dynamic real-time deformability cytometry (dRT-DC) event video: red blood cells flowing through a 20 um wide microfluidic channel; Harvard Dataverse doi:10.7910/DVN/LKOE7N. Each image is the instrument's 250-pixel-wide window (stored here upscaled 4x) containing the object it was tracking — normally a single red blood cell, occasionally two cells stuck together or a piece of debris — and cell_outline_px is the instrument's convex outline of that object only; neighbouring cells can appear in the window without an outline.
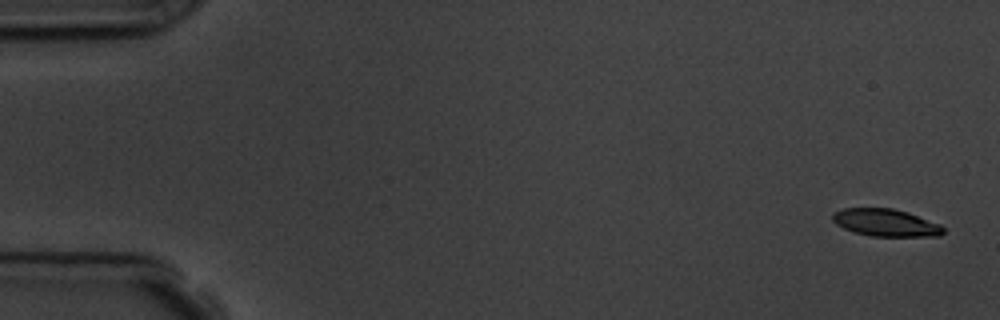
{"species": "common noctule bat (a hibernating species)", "species_latin": "Nyctalus noctula", "temperature_condition": "room temperature", "stored_images_in_passage": 15, "camera_frame_rate_fps": 3000, "um_per_image_px": 0.085, "animal": {"sex": "male", "body_mass_g": 19.5, "forearm_length_mm": 54.6}, "frame": {"image": 1, "passage_image": 1, "time_ms": 0.0, "image_size_px": [1000, 320], "cell_outline_px": [[944, 232], [940, 236], [872, 236], [852, 232], [836, 224], [832, 220], [832, 212], [844, 208], [892, 208], [908, 212], [940, 224], [944, 228]], "centroid_in_image_um": [75.27, 18.92], "position_along_channel_um": 9.7, "area_um2": 17.74}}
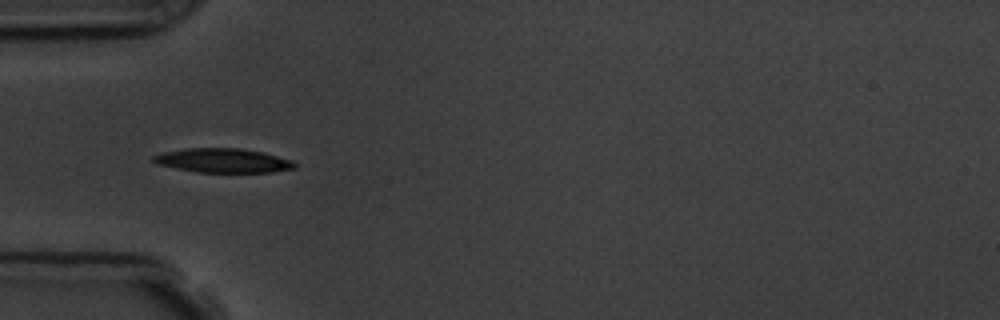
{"frame": {"image": 2, "passage_image": 5, "time_ms": 5.333, "image_size_px": [1000, 320], "cell_outline_px": [[296, 168], [272, 172], [196, 172], [156, 164], [152, 160], [152, 156], [164, 152], [184, 148], [240, 148], [264, 152], [292, 160], [296, 164]], "centroid_in_image_um": [18.96, 13.64], "position_along_channel_um": 66.0, "area_um2": 20.0}}
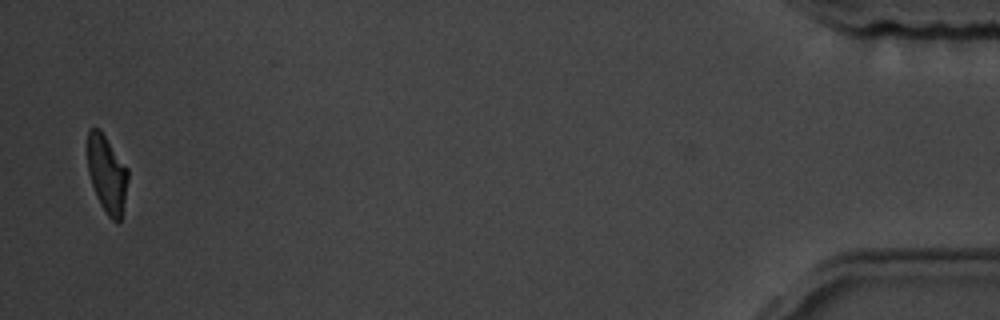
{"frame": {"image": 3, "passage_image": 15, "time_ms": 17.667, "image_size_px": [1000, 320], "cell_outline_px": [[128, 180], [120, 220], [116, 224], [108, 216], [100, 204], [96, 196], [88, 172], [88, 128], [100, 128], [128, 168]], "centroid_in_image_um": [9.09, 14.77], "position_along_channel_um": 426.1, "area_um2": 18.21}, "authors_computed_cell_mechanics": {"area_um2": 19.7098, "velocity_mm_per_s": 3.6477, "shape_relaxation_time_tau1_ms": 3.203, "shape_relaxation_time_tau2_ms": 2.3298, "deformation_change_tau1": 0.1179, "deformation_change_tau2": 0.0781}}